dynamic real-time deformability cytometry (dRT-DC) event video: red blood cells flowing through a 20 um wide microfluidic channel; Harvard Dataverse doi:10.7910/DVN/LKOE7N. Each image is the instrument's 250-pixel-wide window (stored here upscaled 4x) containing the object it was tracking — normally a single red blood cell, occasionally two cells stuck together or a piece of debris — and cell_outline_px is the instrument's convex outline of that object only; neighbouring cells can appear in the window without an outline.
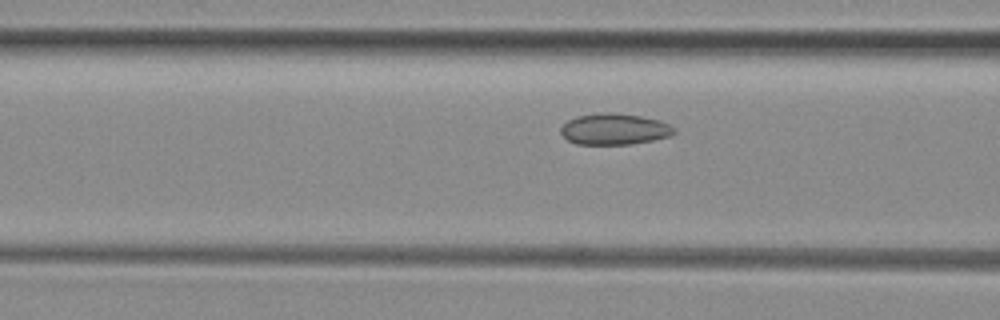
{"species": "common noctule bat (a hibernating species)", "species_latin": "Nyctalus noctula", "temperature_condition": "room temperature", "stored_images_in_passage": 13, "camera_frame_rate_fps": 3000, "um_per_image_px": 0.085, "animal": {"sex": "female", "body_mass_g": 29.2, "forearm_length_mm": 56.3}, "frame": {"image": 1, "passage_image": 10, "time_ms": 3.0, "image_size_px": [1000, 320], "cell_outline_px": [[676, 132], [672, 136], [632, 144], [576, 144], [568, 140], [560, 132], [560, 128], [568, 120], [576, 116], [600, 112], [612, 112], [640, 116], [660, 120], [676, 128]], "centroid_in_image_um": [52.24, 10.97], "position_along_channel_um": 114.4, "area_um2": 20.75}}